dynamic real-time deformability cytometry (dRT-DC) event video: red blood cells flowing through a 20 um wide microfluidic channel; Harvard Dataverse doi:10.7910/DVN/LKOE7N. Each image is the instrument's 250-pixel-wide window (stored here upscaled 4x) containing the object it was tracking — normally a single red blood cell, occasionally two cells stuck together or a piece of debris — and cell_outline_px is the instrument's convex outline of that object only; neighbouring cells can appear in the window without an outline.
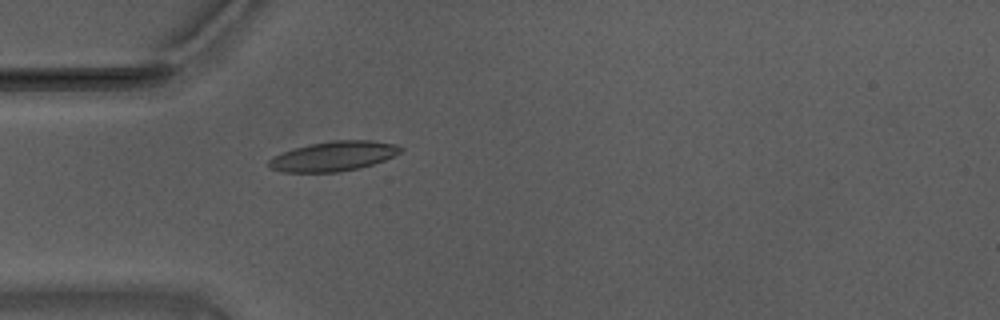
{"species": "Egyptian fruit bat (a non-hibernating species)", "species_latin": "Rousettus aegyptiacus", "temperature_condition": "warm", "stored_images_in_passage": 56, "camera_frame_rate_fps": 3000, "um_per_image_px": 0.085, "animal": {"sex": "male"}, "frame": {"image": 1, "passage_image": 17, "time_ms": 5.333, "image_size_px": [1000, 320], "cell_outline_px": [[404, 148], [400, 152], [384, 160], [360, 168], [340, 172], [284, 172], [268, 168], [268, 160], [272, 156], [292, 148], [332, 140], [372, 140], [396, 144]], "centroid_in_image_um": [28.32, 13.28], "position_along_channel_um": 56.7, "area_um2": 22.95}}
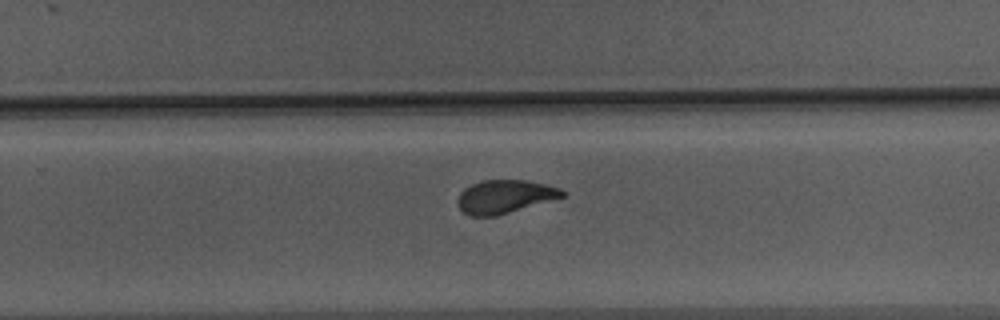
{"frame": {"image": 2, "passage_image": 36, "time_ms": 11.667, "image_size_px": [1000, 320], "cell_outline_px": [[564, 196], [496, 216], [468, 216], [456, 204], [456, 200], [460, 192], [464, 188], [472, 184], [484, 180], [524, 180], [544, 184], [560, 188], [564, 192]], "centroid_in_image_um": [42.83, 16.71], "position_along_channel_um": 287.0, "area_um2": 20.11}}
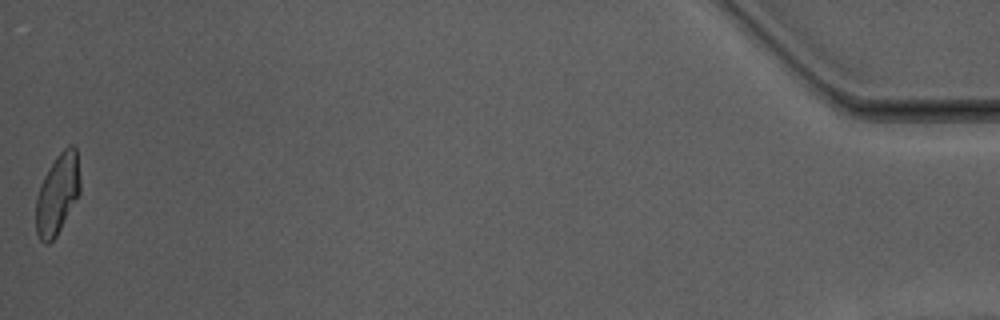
{"frame": {"image": 3, "passage_image": 56, "time_ms": 18.333, "image_size_px": [1000, 320], "cell_outline_px": [[80, 192], [56, 236], [48, 244], [44, 244], [40, 240], [36, 232], [36, 196], [40, 184], [44, 176], [56, 156], [68, 144], [72, 144], [76, 148], [80, 180]], "centroid_in_image_um": [4.87, 16.48], "position_along_channel_um": 430.3, "area_um2": 20.63}, "authors_computed_cell_mechanics": {"area_um2": 21.097, "velocity_mm_per_s": 3.7019, "shape_relaxation_time_tau1_ms": 4.9273, "shape_relaxation_time_tau2_ms": 1.2083, "deformation_change_tau1": 0.1731, "deformation_change_tau2": 0.0788}}